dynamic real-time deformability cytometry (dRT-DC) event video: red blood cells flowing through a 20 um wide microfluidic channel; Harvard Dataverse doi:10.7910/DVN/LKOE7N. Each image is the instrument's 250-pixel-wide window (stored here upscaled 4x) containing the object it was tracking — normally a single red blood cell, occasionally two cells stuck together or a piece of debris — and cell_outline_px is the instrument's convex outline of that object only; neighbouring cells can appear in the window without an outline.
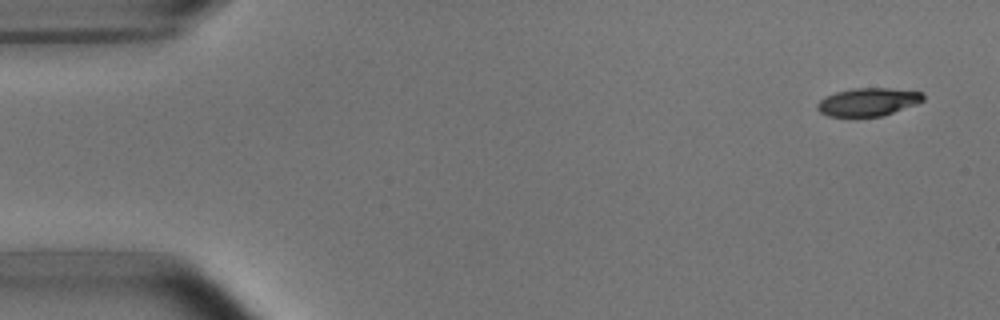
{"species": "common noctule bat (a hibernating species)", "species_latin": "Nyctalus noctula", "temperature_condition": "room temperature", "stored_images_in_passage": 14, "segment_of_instrument_passage": [1, 2], "camera_frame_rate_fps": 3000, "um_per_image_px": 0.085, "animal": {"sex": "male", "body_mass_g": 15.6}, "frame": {"image": 1, "passage_image": 1, "time_ms": 0.0, "image_size_px": [1000, 320], "cell_outline_px": [[924, 100], [916, 104], [880, 116], [856, 120], [828, 116], [820, 112], [816, 108], [816, 104], [824, 96], [836, 92], [852, 88], [888, 88], [924, 92]], "centroid_in_image_um": [73.71, 8.71], "position_along_channel_um": 11.3, "area_um2": 17.98}}
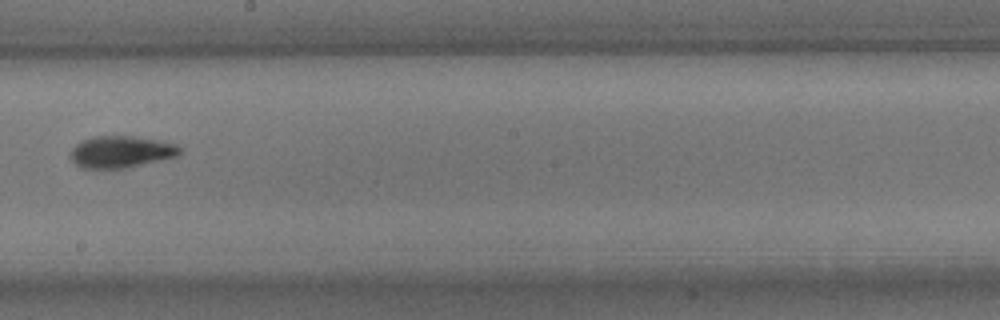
{"frame": {"image": 2, "passage_image": 8, "time_ms": 9.333, "image_size_px": [1000, 320], "cell_outline_px": [[180, 152], [176, 156], [124, 168], [80, 168], [68, 156], [72, 148], [76, 144], [92, 136], [132, 136], [160, 140], [176, 144], [180, 148]], "centroid_in_image_um": [10.24, 12.89], "position_along_channel_um": 238.0, "area_um2": 20.11}}
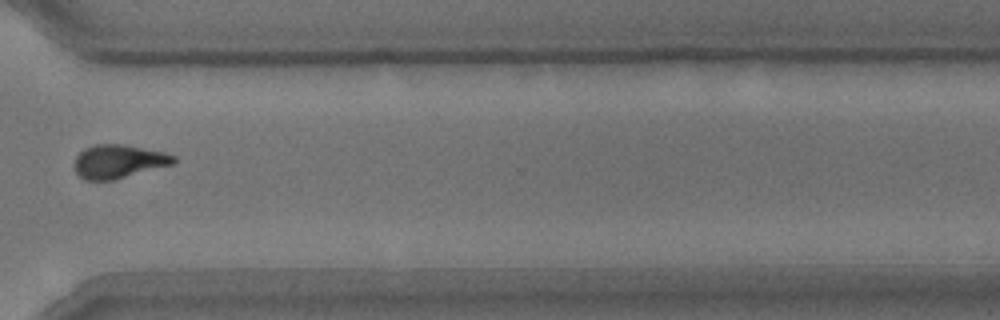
{"frame": {"image": 3, "passage_image": 11, "time_ms": 12.667, "image_size_px": [1000, 320], "cell_outline_px": [[176, 164], [116, 180], [84, 180], [76, 172], [76, 156], [84, 148], [92, 144], [124, 144], [164, 152], [176, 156]], "centroid_in_image_um": [10.13, 13.73], "position_along_channel_um": 360.5, "area_um2": 19.71}}